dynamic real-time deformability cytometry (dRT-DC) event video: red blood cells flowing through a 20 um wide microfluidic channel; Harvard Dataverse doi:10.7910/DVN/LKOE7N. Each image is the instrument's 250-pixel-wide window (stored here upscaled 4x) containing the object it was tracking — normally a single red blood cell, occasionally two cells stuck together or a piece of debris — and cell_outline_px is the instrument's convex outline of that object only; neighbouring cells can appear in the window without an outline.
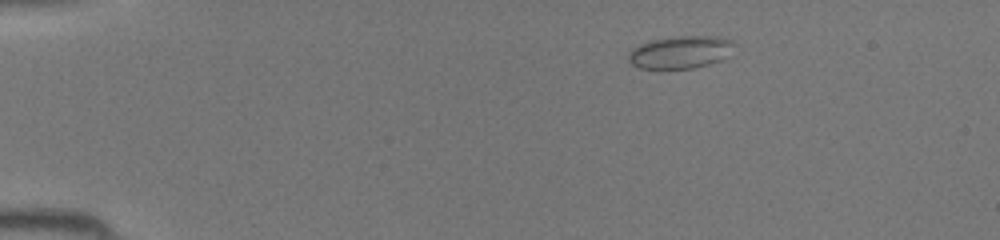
{"species": "common noctule bat (a hibernating species)", "species_latin": "Nyctalus noctula", "temperature_condition": "room temperature", "stored_images_in_passage": 37, "camera_frame_rate_fps": 3000, "um_per_image_px": 0.085, "animal": {"sex": "female", "body_mass_g": 19.5, "forearm_length_mm": 54.1}, "frame": {"image": 1, "passage_image": 1, "time_ms": 0.0, "image_size_px": [1000, 240], "cell_outline_px": [[736, 44], [728, 56], [720, 60], [708, 64], [692, 68], [640, 68], [632, 64], [628, 60], [628, 52], [632, 48], [648, 40], [668, 36], [720, 36], [732, 40]], "centroid_in_image_um": [57.84, 4.4], "position_along_channel_um": 27.2, "area_um2": 20.35}}
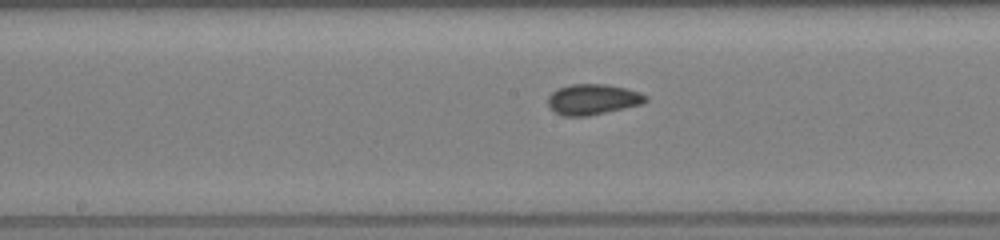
{"frame": {"image": 2, "passage_image": 17, "time_ms": 5.333, "image_size_px": [1000, 240], "cell_outline_px": [[648, 100], [640, 104], [624, 108], [588, 116], [560, 116], [548, 108], [548, 96], [556, 88], [572, 84], [604, 84], [624, 88], [640, 92], [648, 96]], "centroid_in_image_um": [50.33, 8.45], "position_along_channel_um": 197.9, "area_um2": 17.51}}
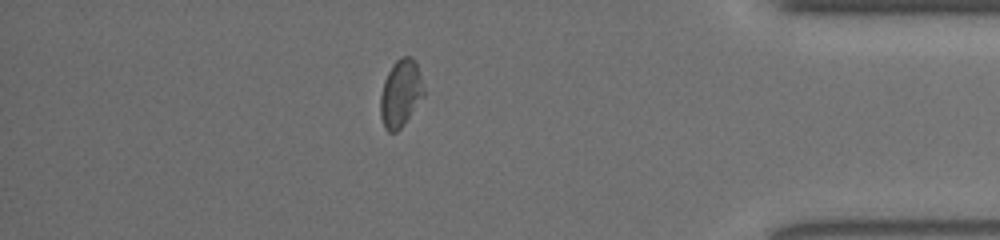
{"frame": {"image": 3, "passage_image": 32, "time_ms": 10.333, "image_size_px": [1000, 240], "cell_outline_px": [[424, 96], [404, 124], [396, 132], [388, 132], [384, 128], [380, 116], [380, 96], [384, 80], [392, 64], [400, 56], [412, 56], [416, 60], [424, 88]], "centroid_in_image_um": [34.05, 7.92], "position_along_channel_um": 401.2, "area_um2": 17.22}}